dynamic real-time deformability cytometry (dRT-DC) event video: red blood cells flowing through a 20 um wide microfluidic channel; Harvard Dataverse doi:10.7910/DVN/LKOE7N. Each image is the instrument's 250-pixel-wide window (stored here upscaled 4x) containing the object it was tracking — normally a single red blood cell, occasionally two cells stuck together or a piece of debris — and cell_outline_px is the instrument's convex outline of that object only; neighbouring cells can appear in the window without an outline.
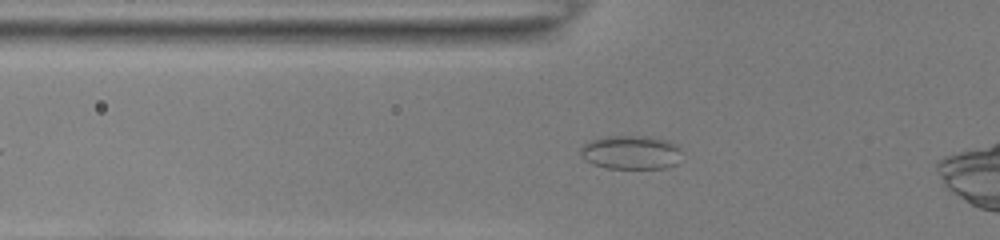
{"species": "common noctule bat (a hibernating species)", "species_latin": "Nyctalus noctula", "temperature_condition": "room temperature", "stored_images_in_passage": 40, "camera_frame_rate_fps": 3000, "um_per_image_px": 0.085, "animal": {"sex": "female", "body_mass_g": 22.0, "forearm_length_mm": 56.7}, "frame": {"image": 1, "passage_image": 11, "time_ms": 3.333, "image_size_px": [1000, 240], "cell_outline_px": [[680, 152], [676, 164], [668, 168], [608, 168], [592, 164], [580, 156], [580, 148], [584, 144], [592, 140], [604, 136], [652, 136], [668, 140], [676, 144], [680, 148]], "centroid_in_image_um": [53.63, 12.94], "position_along_channel_um": 72.2, "area_um2": 20.11}}
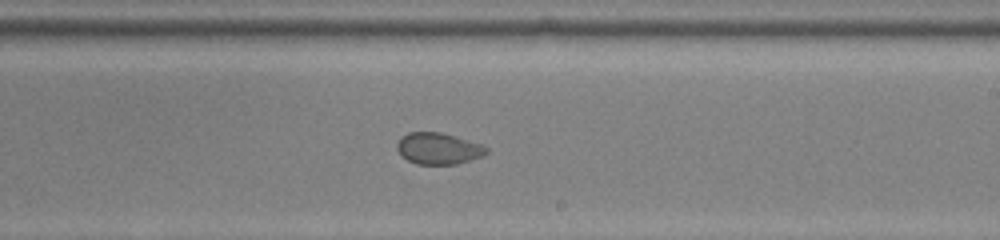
{"frame": {"image": 2, "passage_image": 25, "time_ms": 8.0, "image_size_px": [1000, 240], "cell_outline_px": [[488, 152], [484, 156], [456, 164], [416, 164], [408, 160], [396, 148], [396, 144], [400, 136], [408, 132], [440, 132], [480, 144], [488, 148]], "centroid_in_image_um": [37.25, 12.62], "position_along_channel_um": 251.8, "area_um2": 16.3}}
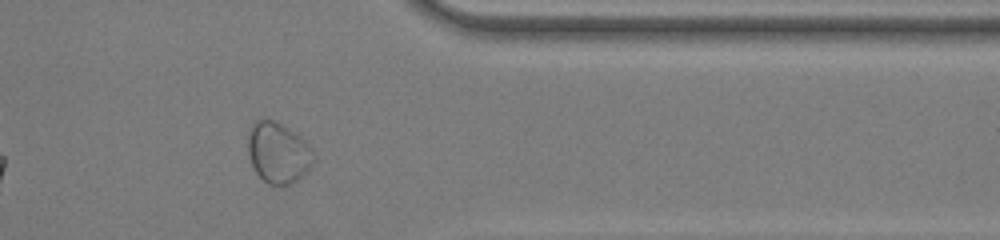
{"frame": {"image": 3, "passage_image": 36, "time_ms": 11.667, "image_size_px": [1000, 240], "cell_outline_px": [[312, 164], [308, 172], [296, 180], [288, 184], [268, 184], [256, 172], [252, 164], [248, 152], [248, 136], [252, 124], [256, 120], [272, 120], [288, 128], [300, 136], [312, 148]], "centroid_in_image_um": [23.64, 12.98], "position_along_channel_um": 387.8, "area_um2": 22.83}}